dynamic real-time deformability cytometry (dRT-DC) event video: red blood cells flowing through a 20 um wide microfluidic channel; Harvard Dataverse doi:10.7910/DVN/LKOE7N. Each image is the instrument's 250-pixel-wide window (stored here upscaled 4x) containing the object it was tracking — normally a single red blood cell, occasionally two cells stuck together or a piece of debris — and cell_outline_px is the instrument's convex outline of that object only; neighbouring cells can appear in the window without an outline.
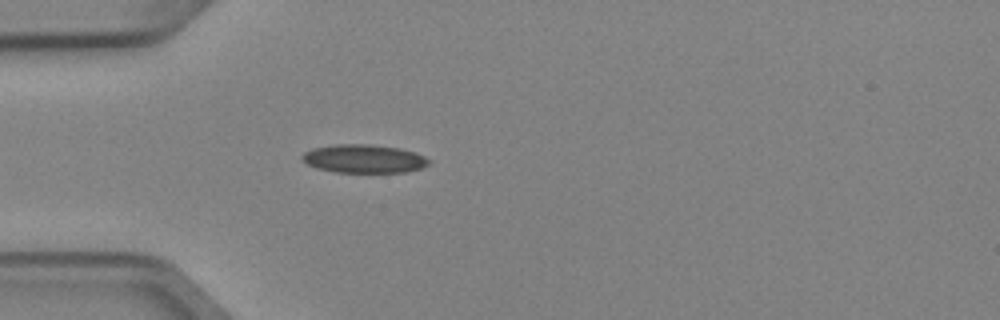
{"species": "Egyptian fruit bat (a non-hibernating species)", "species_latin": "Rousettus aegyptiacus", "temperature_condition": "cold", "stored_images_in_passage": 3, "camera_frame_rate_fps": 3000, "um_per_image_px": 0.085, "animal": {"sex": "female"}, "frame": {"image": 1, "passage_image": 3, "time_ms": 0.667, "image_size_px": [1000, 320], "cell_outline_px": [[432, 160], [428, 164], [420, 168], [404, 172], [336, 172], [316, 168], [308, 164], [300, 156], [304, 152], [312, 148], [336, 144], [368, 144], [400, 148], [416, 152]], "centroid_in_image_um": [30.94, 13.48], "position_along_channel_um": 54.1, "area_um2": 20.98}}